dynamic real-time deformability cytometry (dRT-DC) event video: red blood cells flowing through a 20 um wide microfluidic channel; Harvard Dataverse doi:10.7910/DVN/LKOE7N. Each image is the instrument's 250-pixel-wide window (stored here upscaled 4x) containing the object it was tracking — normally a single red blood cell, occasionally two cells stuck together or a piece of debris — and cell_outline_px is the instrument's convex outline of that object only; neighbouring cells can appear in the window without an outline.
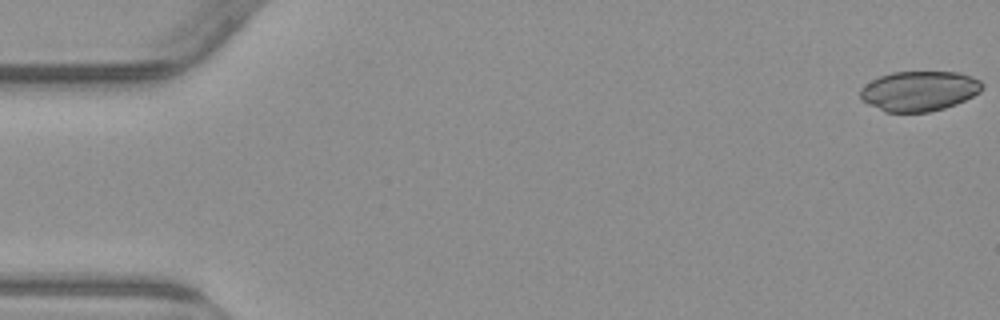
{"species": "common noctule bat (a hibernating species)", "species_latin": "Nyctalus noctula", "temperature_condition": "warm", "stored_images_in_passage": 54, "camera_frame_rate_fps": 3000, "um_per_image_px": 0.085, "animal": {"sex": "male", "body_mass_g": 23.1, "forearm_length_mm": 52.7}, "frame": {"image": 1, "passage_image": 1, "time_ms": 0.0, "image_size_px": [1000, 320], "cell_outline_px": [[984, 88], [980, 92], [956, 104], [944, 108], [928, 112], [884, 112], [860, 100], [860, 88], [872, 80], [880, 76], [892, 72], [960, 72], [972, 76], [980, 80], [984, 84]], "centroid_in_image_um": [78.13, 7.73], "position_along_channel_um": 6.9, "area_um2": 28.61}}